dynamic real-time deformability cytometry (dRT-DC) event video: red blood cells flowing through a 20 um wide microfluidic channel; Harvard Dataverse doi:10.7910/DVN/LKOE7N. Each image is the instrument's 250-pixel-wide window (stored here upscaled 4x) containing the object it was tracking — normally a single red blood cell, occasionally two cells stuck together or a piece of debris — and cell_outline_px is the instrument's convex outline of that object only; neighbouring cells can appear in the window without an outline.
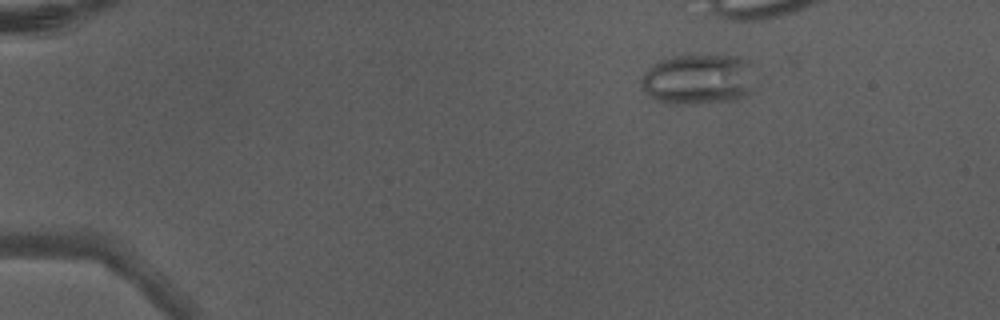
{"species": "Egyptian fruit bat (a non-hibernating species)", "species_latin": "Rousettus aegyptiacus", "temperature_condition": "warm", "stored_images_in_passage": 6, "camera_frame_rate_fps": 3000, "um_per_image_px": 0.085, "animal": {"sex": "male"}, "frame": {"image": 1, "passage_image": 3, "time_ms": 0.667, "image_size_px": [1000, 320], "cell_outline_px": [[752, 92], [736, 100], [688, 104], [668, 104], [656, 100], [640, 84], [640, 80], [644, 72], [652, 64], [664, 56], [740, 56], [748, 60]], "centroid_in_image_um": [59.3, 6.74], "position_along_channel_um": 25.7, "area_um2": 33.35}}